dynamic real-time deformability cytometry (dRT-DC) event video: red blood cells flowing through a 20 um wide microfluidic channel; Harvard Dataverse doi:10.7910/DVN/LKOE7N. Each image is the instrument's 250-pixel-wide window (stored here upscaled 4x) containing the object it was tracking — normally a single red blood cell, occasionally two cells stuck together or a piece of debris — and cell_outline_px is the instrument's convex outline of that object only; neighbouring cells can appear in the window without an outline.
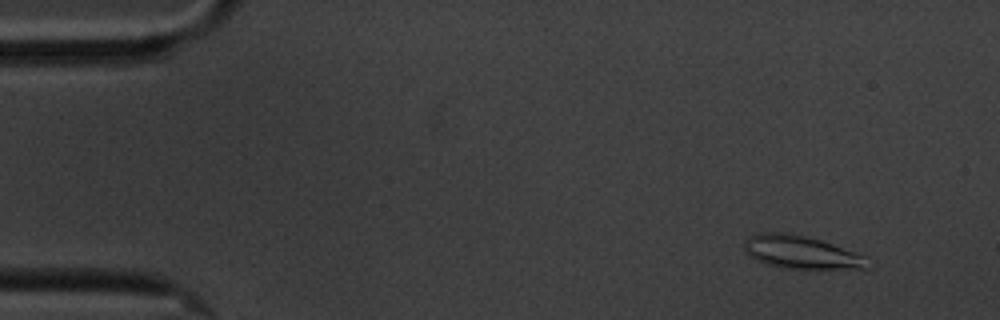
{"species": "common noctule bat (a hibernating species)", "species_latin": "Nyctalus noctula", "temperature_condition": "cold", "stored_images_in_passage": 9, "camera_frame_rate_fps": 3000, "um_per_image_px": 0.085, "animal": {"sex": "male", "body_mass_g": 20.1, "forearm_length_mm": 53.5}, "frame": {"image": 1, "passage_image": 2, "time_ms": 1.333, "image_size_px": [1000, 320], "cell_outline_px": [[868, 268], [780, 268], [764, 264], [756, 260], [744, 252], [744, 240], [748, 236], [760, 232], [788, 232], [820, 240], [868, 256]], "centroid_in_image_um": [68.04, 21.43], "position_along_channel_um": 17.0, "area_um2": 23.81}}
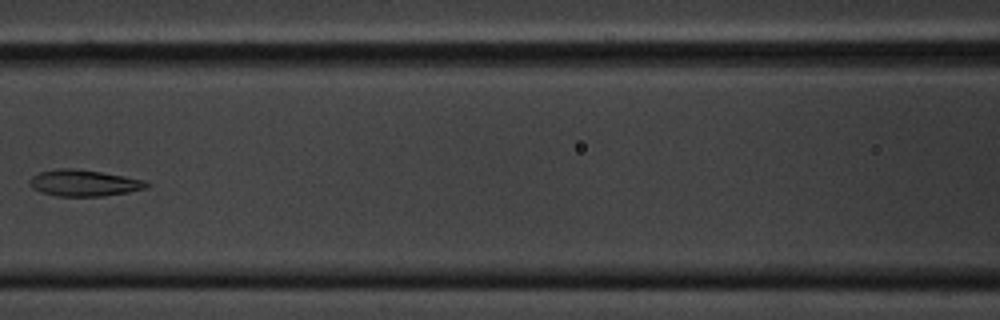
{"frame": {"image": 2, "passage_image": 8, "time_ms": 8.333, "image_size_px": [1000, 320], "cell_outline_px": [[152, 184], [144, 188], [128, 192], [104, 196], [56, 196], [40, 192], [32, 188], [28, 184], [28, 180], [32, 176], [40, 172], [56, 168], [72, 168], [100, 172], [124, 176], [144, 180]], "centroid_in_image_um": [7.09, 15.55], "position_along_channel_um": 159.5, "area_um2": 18.03}}
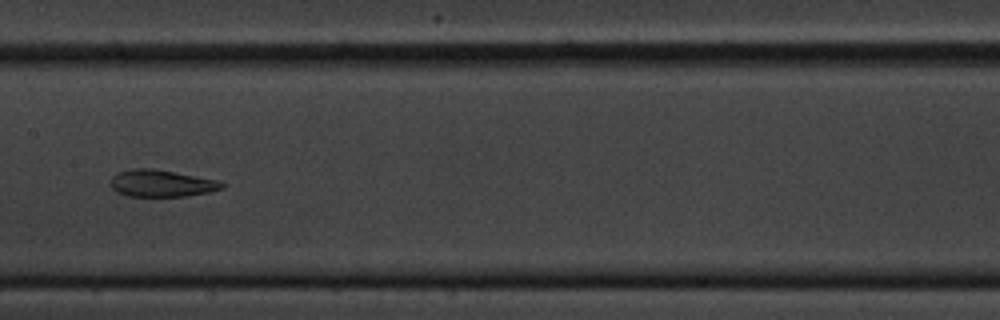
{"frame": {"image": 3, "passage_image": 9, "time_ms": 9.333, "image_size_px": [1000, 320], "cell_outline_px": [[228, 184], [224, 188], [208, 192], [184, 196], [128, 196], [116, 192], [112, 188], [112, 176], [120, 172], [132, 168], [148, 168], [220, 180]], "centroid_in_image_um": [13.77, 15.59], "position_along_channel_um": 193.6, "area_um2": 17.34}}